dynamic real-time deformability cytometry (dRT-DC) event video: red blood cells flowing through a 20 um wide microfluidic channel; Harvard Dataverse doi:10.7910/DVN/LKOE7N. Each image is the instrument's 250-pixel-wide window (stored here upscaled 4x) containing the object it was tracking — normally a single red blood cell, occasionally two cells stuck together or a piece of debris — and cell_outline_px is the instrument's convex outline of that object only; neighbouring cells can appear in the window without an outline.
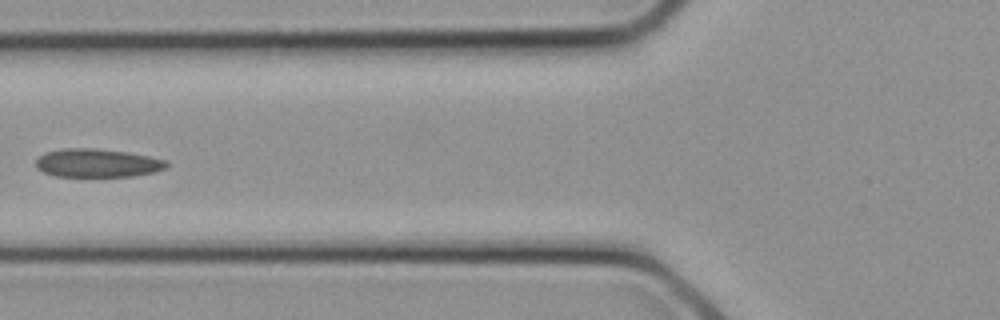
{"species": "common noctule bat (a hibernating species)", "species_latin": "Nyctalus noctula", "temperature_condition": "cold", "stored_images_in_passage": 14, "camera_frame_rate_fps": 3000, "um_per_image_px": 0.085, "animal": {"sex": "female", "body_mass_g": 21.9}, "frame": {"image": 1, "passage_image": 10, "time_ms": 3.0, "image_size_px": [1000, 320], "cell_outline_px": [[168, 164], [164, 168], [152, 172], [132, 176], [56, 176], [44, 172], [36, 168], [36, 160], [44, 152], [64, 148], [96, 148], [128, 152], [168, 160]], "centroid_in_image_um": [8.25, 13.84], "position_along_channel_um": 117.6, "area_um2": 21.56}}
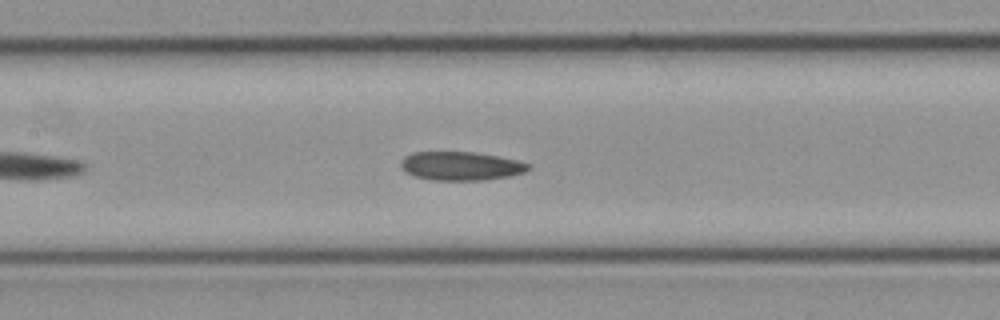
{"frame": {"image": 2, "passage_image": 12, "time_ms": 3.667, "image_size_px": [1000, 320], "cell_outline_px": [[532, 168], [524, 172], [508, 176], [484, 180], [432, 180], [412, 176], [404, 172], [400, 168], [400, 160], [404, 156], [412, 152], [476, 152], [516, 160], [532, 164]], "centroid_in_image_um": [39.13, 14.11], "position_along_channel_um": 168.3, "area_um2": 21.56}}
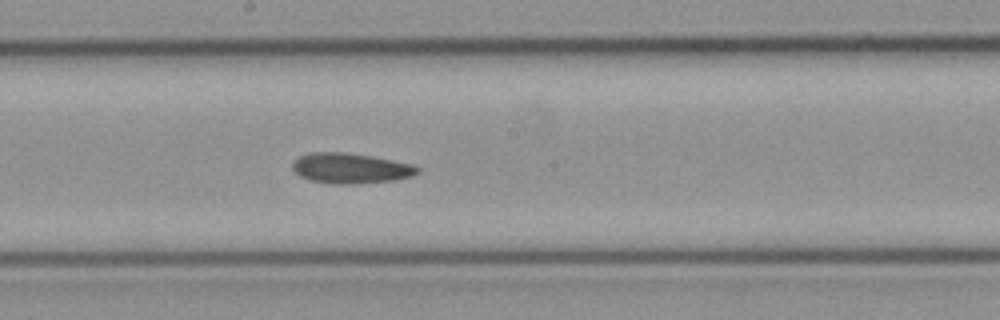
{"frame": {"image": 3, "passage_image": 14, "time_ms": 4.333, "image_size_px": [1000, 320], "cell_outline_px": [[420, 172], [412, 176], [396, 180], [352, 184], [332, 184], [308, 180], [300, 176], [292, 168], [292, 164], [300, 156], [312, 152], [344, 152], [392, 160], [412, 164], [420, 168]], "centroid_in_image_um": [29.81, 14.31], "position_along_channel_um": 218.4, "area_um2": 22.02}}